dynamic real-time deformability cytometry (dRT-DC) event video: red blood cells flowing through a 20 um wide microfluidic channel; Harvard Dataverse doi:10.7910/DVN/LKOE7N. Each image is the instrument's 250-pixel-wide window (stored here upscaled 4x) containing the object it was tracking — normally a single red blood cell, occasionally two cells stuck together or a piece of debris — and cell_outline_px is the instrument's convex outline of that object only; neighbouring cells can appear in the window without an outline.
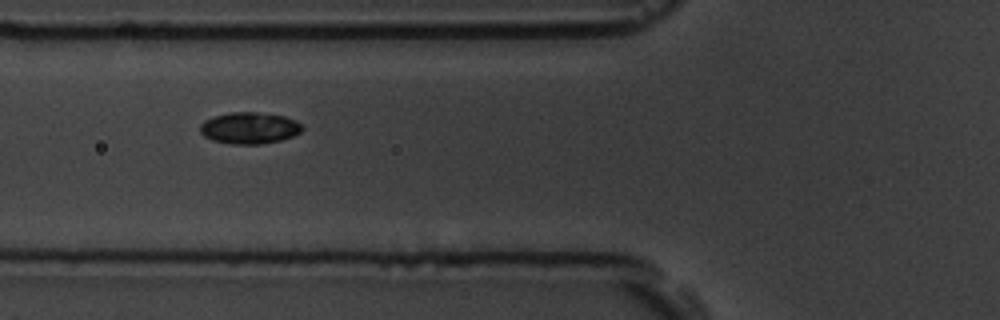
{"species": "common noctule bat (a hibernating species)", "species_latin": "Nyctalus noctula", "temperature_condition": "room temperature", "stored_images_in_passage": 4, "camera_frame_rate_fps": 3000, "um_per_image_px": 0.085, "animal": {"sex": "male", "body_mass_g": 19.5, "forearm_length_mm": 54.6}, "frame": {"image": 1, "passage_image": 3, "time_ms": 2.333, "image_size_px": [1000, 320], "cell_outline_px": [[304, 128], [300, 132], [292, 136], [280, 140], [260, 144], [232, 144], [212, 140], [204, 136], [200, 132], [200, 124], [204, 120], [216, 116], [232, 112], [256, 112], [284, 116], [296, 120]], "centroid_in_image_um": [21.19, 10.88], "position_along_channel_um": 104.6, "area_um2": 18.67}}
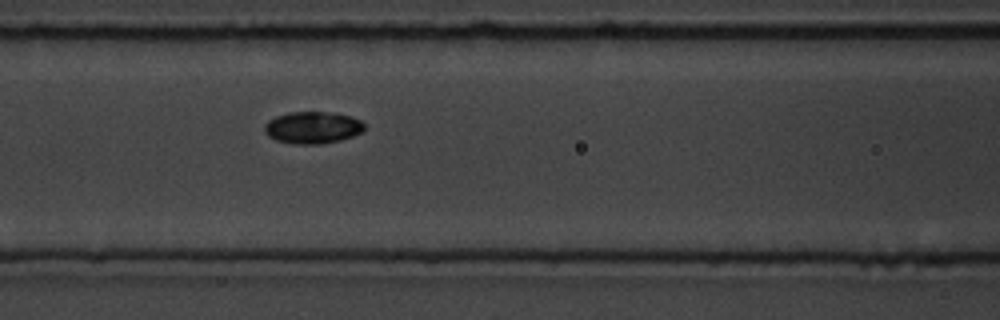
{"frame": {"image": 2, "passage_image": 4, "time_ms": 3.333, "image_size_px": [1000, 320], "cell_outline_px": [[364, 132], [340, 140], [320, 144], [292, 144], [276, 140], [268, 136], [264, 132], [264, 124], [268, 120], [276, 116], [288, 112], [332, 112], [352, 116], [360, 120], [364, 124]], "centroid_in_image_um": [26.56, 10.84], "position_along_channel_um": 140.0, "area_um2": 18.84}}